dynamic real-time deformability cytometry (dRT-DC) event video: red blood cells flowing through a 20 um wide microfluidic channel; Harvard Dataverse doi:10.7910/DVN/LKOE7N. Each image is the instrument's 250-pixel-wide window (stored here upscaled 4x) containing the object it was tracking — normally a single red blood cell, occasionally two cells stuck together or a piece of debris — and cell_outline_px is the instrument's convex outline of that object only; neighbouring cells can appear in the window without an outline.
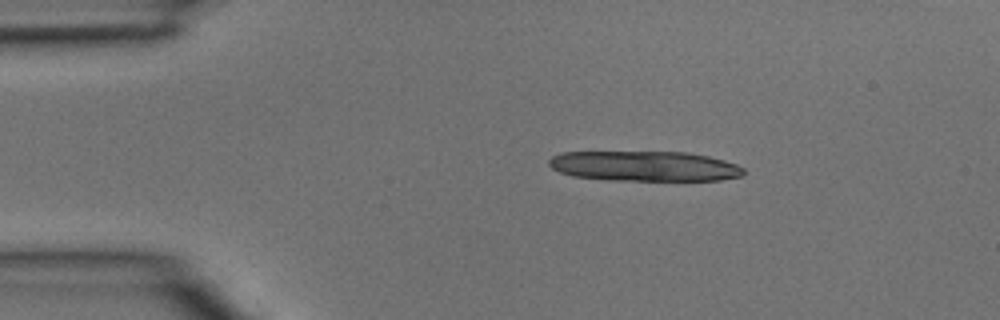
{"species": "common noctule bat (a hibernating species)", "species_latin": "Nyctalus noctula", "temperature_condition": "room temperature", "stored_images_in_passage": 3, "camera_frame_rate_fps": 3000, "um_per_image_px": 0.085, "animal": {"sex": "male", "body_mass_g": 15.6}, "frame": {"image": 1, "passage_image": 1, "time_ms": 0.0, "image_size_px": [1000, 320], "cell_outline_px": [[744, 172], [740, 176], [720, 180], [608, 180], [572, 176], [560, 172], [552, 168], [548, 164], [548, 160], [552, 156], [564, 152], [688, 152], [708, 156], [724, 160], [736, 164], [744, 168]], "centroid_in_image_um": [54.76, 14.12], "position_along_channel_um": 30.2, "area_um2": 34.16}}